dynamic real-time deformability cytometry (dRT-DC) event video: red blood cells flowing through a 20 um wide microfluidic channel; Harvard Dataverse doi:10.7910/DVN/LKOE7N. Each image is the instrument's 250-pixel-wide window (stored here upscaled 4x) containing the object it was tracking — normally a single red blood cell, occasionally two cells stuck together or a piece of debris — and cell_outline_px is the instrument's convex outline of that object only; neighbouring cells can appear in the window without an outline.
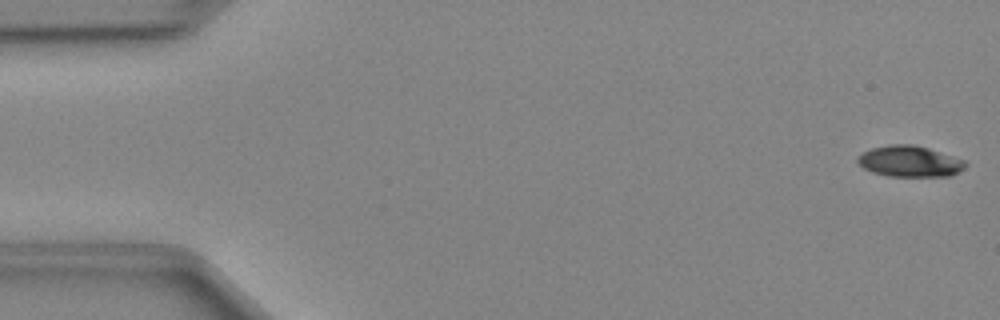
{"species": "Egyptian fruit bat (a non-hibernating species)", "species_latin": "Rousettus aegyptiacus", "temperature_condition": "cold", "stored_images_in_passage": 48, "camera_frame_rate_fps": 3000, "um_per_image_px": 0.085, "animal": {"sex": "female"}, "frame": {"image": 1, "passage_image": 1, "time_ms": 0.0, "image_size_px": [1000, 320], "cell_outline_px": [[968, 164], [964, 168], [952, 176], [888, 176], [872, 172], [864, 168], [856, 160], [856, 156], [872, 148], [888, 144], [912, 144], [928, 148], [964, 160]], "centroid_in_image_um": [77.31, 13.71], "position_along_channel_um": 7.7, "area_um2": 19.48}}
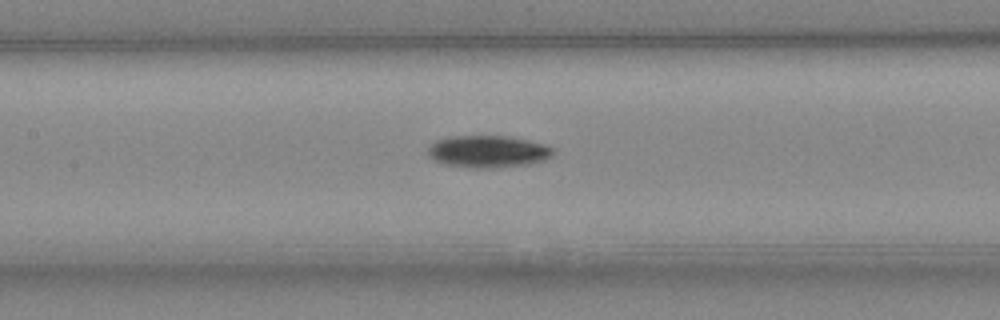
{"frame": {"image": 2, "passage_image": 22, "time_ms": 7.0, "image_size_px": [1000, 320], "cell_outline_px": [[552, 156], [544, 160], [528, 164], [496, 168], [468, 168], [444, 164], [428, 156], [428, 148], [436, 140], [452, 136], [508, 136], [528, 140], [544, 144], [552, 148]], "centroid_in_image_um": [41.46, 12.89], "position_along_channel_um": 165.9, "area_um2": 23.41}}
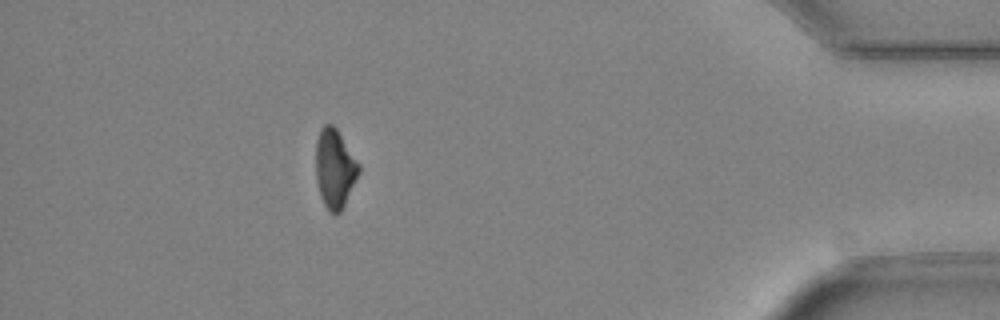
{"frame": {"image": 3, "passage_image": 43, "time_ms": 14.0, "image_size_px": [1000, 320], "cell_outline_px": [[360, 172], [340, 212], [336, 216], [328, 212], [320, 196], [316, 180], [316, 140], [320, 128], [324, 124], [332, 124], [336, 128], [360, 164]], "centroid_in_image_um": [28.44, 14.33], "position_along_channel_um": 406.8, "area_um2": 19.88}}